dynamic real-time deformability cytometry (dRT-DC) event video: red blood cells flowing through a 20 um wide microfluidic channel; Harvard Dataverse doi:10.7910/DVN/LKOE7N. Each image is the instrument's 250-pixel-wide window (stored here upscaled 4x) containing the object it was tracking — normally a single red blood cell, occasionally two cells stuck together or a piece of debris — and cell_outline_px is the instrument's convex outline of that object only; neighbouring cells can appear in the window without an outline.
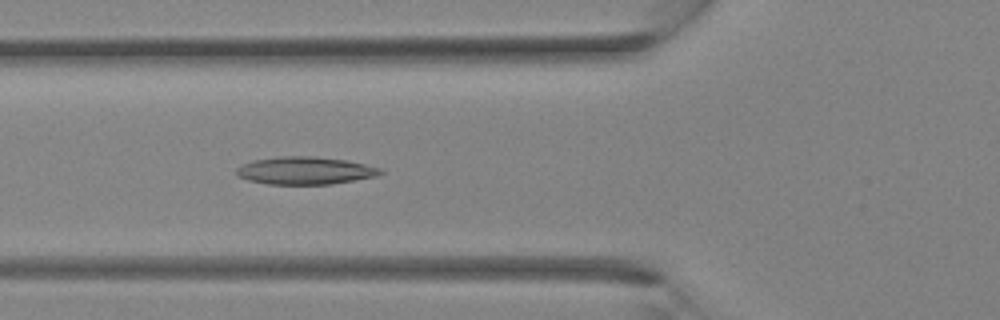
{"species": "Egyptian fruit bat (a non-hibernating species)", "species_latin": "Rousettus aegyptiacus", "temperature_condition": "room temperature", "stored_images_in_passage": 13, "camera_frame_rate_fps": 3000, "um_per_image_px": 0.085, "animal": {"sex": "female"}, "frame": {"image": 1, "passage_image": 13, "time_ms": 4.0, "image_size_px": [1000, 320], "cell_outline_px": [[384, 172], [376, 176], [332, 184], [268, 184], [248, 180], [236, 176], [236, 168], [240, 164], [252, 160], [280, 156], [316, 156], [344, 160], [364, 164], [380, 168]], "centroid_in_image_um": [25.87, 14.49], "position_along_channel_um": 99.9, "area_um2": 23.24}}